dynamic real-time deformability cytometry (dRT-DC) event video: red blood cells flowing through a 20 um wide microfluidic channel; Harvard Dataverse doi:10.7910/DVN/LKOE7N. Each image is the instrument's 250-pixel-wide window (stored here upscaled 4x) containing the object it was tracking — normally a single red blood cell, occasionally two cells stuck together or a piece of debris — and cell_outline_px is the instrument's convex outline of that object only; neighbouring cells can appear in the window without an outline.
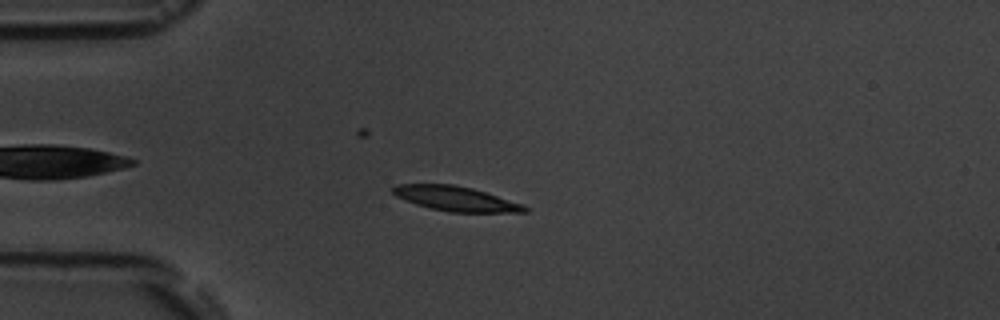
{"species": "common noctule bat (a hibernating species)", "species_latin": "Nyctalus noctula", "temperature_condition": "room temperature", "stored_images_in_passage": 5, "camera_frame_rate_fps": 3000, "um_per_image_px": 0.085, "animal": {"sex": "male", "body_mass_g": 19.5, "forearm_length_mm": 54.6}, "frame": {"image": 1, "passage_image": 5, "time_ms": 4.667, "image_size_px": [1000, 320], "cell_outline_px": [[528, 212], [448, 212], [416, 204], [396, 196], [392, 192], [392, 188], [396, 184], [452, 184], [472, 188], [524, 204], [528, 208]], "centroid_in_image_um": [38.76, 16.88], "position_along_channel_um": 46.2, "area_um2": 18.84}}